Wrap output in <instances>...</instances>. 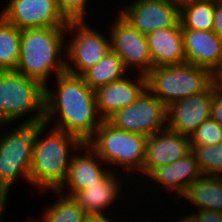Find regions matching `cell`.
Listing matches in <instances>:
<instances>
[{
  "label": "cell",
  "instance_id": "6da1fadb",
  "mask_svg": "<svg viewBox=\"0 0 222 222\" xmlns=\"http://www.w3.org/2000/svg\"><path fill=\"white\" fill-rule=\"evenodd\" d=\"M55 91L45 86L46 124L53 122L55 129L63 130L87 143L100 127L103 119L99 116L95 91L81 76L67 72L55 77Z\"/></svg>",
  "mask_w": 222,
  "mask_h": 222
},
{
  "label": "cell",
  "instance_id": "7a4b0ae2",
  "mask_svg": "<svg viewBox=\"0 0 222 222\" xmlns=\"http://www.w3.org/2000/svg\"><path fill=\"white\" fill-rule=\"evenodd\" d=\"M66 27H46L21 30L20 59L15 71L47 86L55 77L66 72L64 40ZM62 50H64L62 52Z\"/></svg>",
  "mask_w": 222,
  "mask_h": 222
},
{
  "label": "cell",
  "instance_id": "3957f363",
  "mask_svg": "<svg viewBox=\"0 0 222 222\" xmlns=\"http://www.w3.org/2000/svg\"><path fill=\"white\" fill-rule=\"evenodd\" d=\"M46 128L47 125L40 131L33 149L30 181L41 192L49 189L52 192L58 191L65 183L73 152L83 142L78 137L55 128L41 138Z\"/></svg>",
  "mask_w": 222,
  "mask_h": 222
},
{
  "label": "cell",
  "instance_id": "277c9868",
  "mask_svg": "<svg viewBox=\"0 0 222 222\" xmlns=\"http://www.w3.org/2000/svg\"><path fill=\"white\" fill-rule=\"evenodd\" d=\"M44 119L23 122L14 130L0 134V220L8 201L12 185L20 177L31 184L32 153L40 131L46 126Z\"/></svg>",
  "mask_w": 222,
  "mask_h": 222
},
{
  "label": "cell",
  "instance_id": "5b68a950",
  "mask_svg": "<svg viewBox=\"0 0 222 222\" xmlns=\"http://www.w3.org/2000/svg\"><path fill=\"white\" fill-rule=\"evenodd\" d=\"M26 114L25 122L44 119L45 86L15 70L0 71V128Z\"/></svg>",
  "mask_w": 222,
  "mask_h": 222
},
{
  "label": "cell",
  "instance_id": "8992f818",
  "mask_svg": "<svg viewBox=\"0 0 222 222\" xmlns=\"http://www.w3.org/2000/svg\"><path fill=\"white\" fill-rule=\"evenodd\" d=\"M146 78L147 89L166 107L204 92L215 81L208 69L187 62L154 67Z\"/></svg>",
  "mask_w": 222,
  "mask_h": 222
},
{
  "label": "cell",
  "instance_id": "52a82bcc",
  "mask_svg": "<svg viewBox=\"0 0 222 222\" xmlns=\"http://www.w3.org/2000/svg\"><path fill=\"white\" fill-rule=\"evenodd\" d=\"M146 140L147 137L143 135L117 129L103 120L87 143L104 164L121 166L127 173L132 170L141 173L144 168Z\"/></svg>",
  "mask_w": 222,
  "mask_h": 222
},
{
  "label": "cell",
  "instance_id": "ba28073f",
  "mask_svg": "<svg viewBox=\"0 0 222 222\" xmlns=\"http://www.w3.org/2000/svg\"><path fill=\"white\" fill-rule=\"evenodd\" d=\"M86 23V19L70 20L66 26V33L73 34L71 41H66V72L75 76H81L111 49L110 38Z\"/></svg>",
  "mask_w": 222,
  "mask_h": 222
},
{
  "label": "cell",
  "instance_id": "9c48e42d",
  "mask_svg": "<svg viewBox=\"0 0 222 222\" xmlns=\"http://www.w3.org/2000/svg\"><path fill=\"white\" fill-rule=\"evenodd\" d=\"M107 121L117 129L149 137L167 129V107L146 89L134 103L116 111Z\"/></svg>",
  "mask_w": 222,
  "mask_h": 222
},
{
  "label": "cell",
  "instance_id": "30bf717a",
  "mask_svg": "<svg viewBox=\"0 0 222 222\" xmlns=\"http://www.w3.org/2000/svg\"><path fill=\"white\" fill-rule=\"evenodd\" d=\"M111 24L110 47L128 70L137 66L138 72L147 75L153 68L147 37L134 28L120 13ZM140 69V70H139Z\"/></svg>",
  "mask_w": 222,
  "mask_h": 222
},
{
  "label": "cell",
  "instance_id": "8fae6325",
  "mask_svg": "<svg viewBox=\"0 0 222 222\" xmlns=\"http://www.w3.org/2000/svg\"><path fill=\"white\" fill-rule=\"evenodd\" d=\"M0 15L18 29L66 27L56 0H9Z\"/></svg>",
  "mask_w": 222,
  "mask_h": 222
},
{
  "label": "cell",
  "instance_id": "7c38bea8",
  "mask_svg": "<svg viewBox=\"0 0 222 222\" xmlns=\"http://www.w3.org/2000/svg\"><path fill=\"white\" fill-rule=\"evenodd\" d=\"M142 34L174 26L180 17L177 0H133L119 12Z\"/></svg>",
  "mask_w": 222,
  "mask_h": 222
},
{
  "label": "cell",
  "instance_id": "4fadbf2b",
  "mask_svg": "<svg viewBox=\"0 0 222 222\" xmlns=\"http://www.w3.org/2000/svg\"><path fill=\"white\" fill-rule=\"evenodd\" d=\"M213 83L202 93L171 103L167 107V128L190 136L210 118Z\"/></svg>",
  "mask_w": 222,
  "mask_h": 222
},
{
  "label": "cell",
  "instance_id": "5bb4252c",
  "mask_svg": "<svg viewBox=\"0 0 222 222\" xmlns=\"http://www.w3.org/2000/svg\"><path fill=\"white\" fill-rule=\"evenodd\" d=\"M191 152L189 136L165 129L147 137L142 177L156 168L174 163Z\"/></svg>",
  "mask_w": 222,
  "mask_h": 222
},
{
  "label": "cell",
  "instance_id": "9a60e30c",
  "mask_svg": "<svg viewBox=\"0 0 222 222\" xmlns=\"http://www.w3.org/2000/svg\"><path fill=\"white\" fill-rule=\"evenodd\" d=\"M82 149H87V151L82 155L78 154V152L81 153L79 150ZM102 163L103 161L98 157L95 150L88 143H83L73 153L67 179L58 192L73 197L77 192L101 183L112 172V169H104ZM64 186L66 188L68 186L67 192L63 191Z\"/></svg>",
  "mask_w": 222,
  "mask_h": 222
},
{
  "label": "cell",
  "instance_id": "2e32d148",
  "mask_svg": "<svg viewBox=\"0 0 222 222\" xmlns=\"http://www.w3.org/2000/svg\"><path fill=\"white\" fill-rule=\"evenodd\" d=\"M182 34L186 62L215 76L222 67V39L213 30L182 29Z\"/></svg>",
  "mask_w": 222,
  "mask_h": 222
},
{
  "label": "cell",
  "instance_id": "e0dca14e",
  "mask_svg": "<svg viewBox=\"0 0 222 222\" xmlns=\"http://www.w3.org/2000/svg\"><path fill=\"white\" fill-rule=\"evenodd\" d=\"M136 76V80L125 76L95 90L97 111L103 120L134 103L147 89L146 75L138 73Z\"/></svg>",
  "mask_w": 222,
  "mask_h": 222
},
{
  "label": "cell",
  "instance_id": "ac0fdd59",
  "mask_svg": "<svg viewBox=\"0 0 222 222\" xmlns=\"http://www.w3.org/2000/svg\"><path fill=\"white\" fill-rule=\"evenodd\" d=\"M146 37L154 67L186 62L180 20L174 26L156 30Z\"/></svg>",
  "mask_w": 222,
  "mask_h": 222
},
{
  "label": "cell",
  "instance_id": "d6986e66",
  "mask_svg": "<svg viewBox=\"0 0 222 222\" xmlns=\"http://www.w3.org/2000/svg\"><path fill=\"white\" fill-rule=\"evenodd\" d=\"M202 176L198 163L190 152L174 163L156 168L148 177L153 179L155 184L166 187L165 191L174 190L181 197L188 187Z\"/></svg>",
  "mask_w": 222,
  "mask_h": 222
},
{
  "label": "cell",
  "instance_id": "ffe728a7",
  "mask_svg": "<svg viewBox=\"0 0 222 222\" xmlns=\"http://www.w3.org/2000/svg\"><path fill=\"white\" fill-rule=\"evenodd\" d=\"M115 174L111 172L101 183L87 187L72 197L86 214L104 213L107 211L104 209L114 205L122 189L118 181L120 177L116 178Z\"/></svg>",
  "mask_w": 222,
  "mask_h": 222
},
{
  "label": "cell",
  "instance_id": "44dd1931",
  "mask_svg": "<svg viewBox=\"0 0 222 222\" xmlns=\"http://www.w3.org/2000/svg\"><path fill=\"white\" fill-rule=\"evenodd\" d=\"M199 210L222 213V177L203 175L195 180L182 196Z\"/></svg>",
  "mask_w": 222,
  "mask_h": 222
},
{
  "label": "cell",
  "instance_id": "7402d4cb",
  "mask_svg": "<svg viewBox=\"0 0 222 222\" xmlns=\"http://www.w3.org/2000/svg\"><path fill=\"white\" fill-rule=\"evenodd\" d=\"M126 71L122 59L110 49L98 63L86 70L81 77L95 91L128 76Z\"/></svg>",
  "mask_w": 222,
  "mask_h": 222
},
{
  "label": "cell",
  "instance_id": "603a6c76",
  "mask_svg": "<svg viewBox=\"0 0 222 222\" xmlns=\"http://www.w3.org/2000/svg\"><path fill=\"white\" fill-rule=\"evenodd\" d=\"M215 1H190L180 4L182 29L212 30Z\"/></svg>",
  "mask_w": 222,
  "mask_h": 222
},
{
  "label": "cell",
  "instance_id": "cb8c5ba5",
  "mask_svg": "<svg viewBox=\"0 0 222 222\" xmlns=\"http://www.w3.org/2000/svg\"><path fill=\"white\" fill-rule=\"evenodd\" d=\"M21 29L0 15V71L16 70L20 59Z\"/></svg>",
  "mask_w": 222,
  "mask_h": 222
},
{
  "label": "cell",
  "instance_id": "d4e9b609",
  "mask_svg": "<svg viewBox=\"0 0 222 222\" xmlns=\"http://www.w3.org/2000/svg\"><path fill=\"white\" fill-rule=\"evenodd\" d=\"M53 192L60 194L57 195L59 199L42 212L39 222H84L86 213L72 197L61 195L58 191Z\"/></svg>",
  "mask_w": 222,
  "mask_h": 222
},
{
  "label": "cell",
  "instance_id": "484cf974",
  "mask_svg": "<svg viewBox=\"0 0 222 222\" xmlns=\"http://www.w3.org/2000/svg\"><path fill=\"white\" fill-rule=\"evenodd\" d=\"M203 175L222 176V142L216 145L191 146Z\"/></svg>",
  "mask_w": 222,
  "mask_h": 222
},
{
  "label": "cell",
  "instance_id": "4316f807",
  "mask_svg": "<svg viewBox=\"0 0 222 222\" xmlns=\"http://www.w3.org/2000/svg\"><path fill=\"white\" fill-rule=\"evenodd\" d=\"M191 146L216 145L222 142V125L211 117L205 120L190 136Z\"/></svg>",
  "mask_w": 222,
  "mask_h": 222
},
{
  "label": "cell",
  "instance_id": "83f0119b",
  "mask_svg": "<svg viewBox=\"0 0 222 222\" xmlns=\"http://www.w3.org/2000/svg\"><path fill=\"white\" fill-rule=\"evenodd\" d=\"M60 12L70 20H85L88 0H56Z\"/></svg>",
  "mask_w": 222,
  "mask_h": 222
},
{
  "label": "cell",
  "instance_id": "f1b7e54d",
  "mask_svg": "<svg viewBox=\"0 0 222 222\" xmlns=\"http://www.w3.org/2000/svg\"><path fill=\"white\" fill-rule=\"evenodd\" d=\"M210 116L222 125V88L213 82V98L211 102Z\"/></svg>",
  "mask_w": 222,
  "mask_h": 222
},
{
  "label": "cell",
  "instance_id": "f546056e",
  "mask_svg": "<svg viewBox=\"0 0 222 222\" xmlns=\"http://www.w3.org/2000/svg\"><path fill=\"white\" fill-rule=\"evenodd\" d=\"M198 212V213H197ZM194 222H222V213L212 210H198L190 214Z\"/></svg>",
  "mask_w": 222,
  "mask_h": 222
},
{
  "label": "cell",
  "instance_id": "4dcf8cb0",
  "mask_svg": "<svg viewBox=\"0 0 222 222\" xmlns=\"http://www.w3.org/2000/svg\"><path fill=\"white\" fill-rule=\"evenodd\" d=\"M212 30L222 39V0H215Z\"/></svg>",
  "mask_w": 222,
  "mask_h": 222
},
{
  "label": "cell",
  "instance_id": "1f68e13d",
  "mask_svg": "<svg viewBox=\"0 0 222 222\" xmlns=\"http://www.w3.org/2000/svg\"><path fill=\"white\" fill-rule=\"evenodd\" d=\"M106 213H88L85 216L84 222H114L109 220V217H106Z\"/></svg>",
  "mask_w": 222,
  "mask_h": 222
},
{
  "label": "cell",
  "instance_id": "d6a6232c",
  "mask_svg": "<svg viewBox=\"0 0 222 222\" xmlns=\"http://www.w3.org/2000/svg\"><path fill=\"white\" fill-rule=\"evenodd\" d=\"M215 83L217 86L222 88V67L221 69L215 74Z\"/></svg>",
  "mask_w": 222,
  "mask_h": 222
},
{
  "label": "cell",
  "instance_id": "836d02e7",
  "mask_svg": "<svg viewBox=\"0 0 222 222\" xmlns=\"http://www.w3.org/2000/svg\"><path fill=\"white\" fill-rule=\"evenodd\" d=\"M176 222H194V220L192 219V217L189 215V216H185L184 218L182 217V219H179L178 221Z\"/></svg>",
  "mask_w": 222,
  "mask_h": 222
},
{
  "label": "cell",
  "instance_id": "e575fe53",
  "mask_svg": "<svg viewBox=\"0 0 222 222\" xmlns=\"http://www.w3.org/2000/svg\"><path fill=\"white\" fill-rule=\"evenodd\" d=\"M179 4L190 1H215V0H177Z\"/></svg>",
  "mask_w": 222,
  "mask_h": 222
},
{
  "label": "cell",
  "instance_id": "d590c367",
  "mask_svg": "<svg viewBox=\"0 0 222 222\" xmlns=\"http://www.w3.org/2000/svg\"><path fill=\"white\" fill-rule=\"evenodd\" d=\"M39 220H34V219H32V220H29V221H27V222H38Z\"/></svg>",
  "mask_w": 222,
  "mask_h": 222
}]
</instances>
